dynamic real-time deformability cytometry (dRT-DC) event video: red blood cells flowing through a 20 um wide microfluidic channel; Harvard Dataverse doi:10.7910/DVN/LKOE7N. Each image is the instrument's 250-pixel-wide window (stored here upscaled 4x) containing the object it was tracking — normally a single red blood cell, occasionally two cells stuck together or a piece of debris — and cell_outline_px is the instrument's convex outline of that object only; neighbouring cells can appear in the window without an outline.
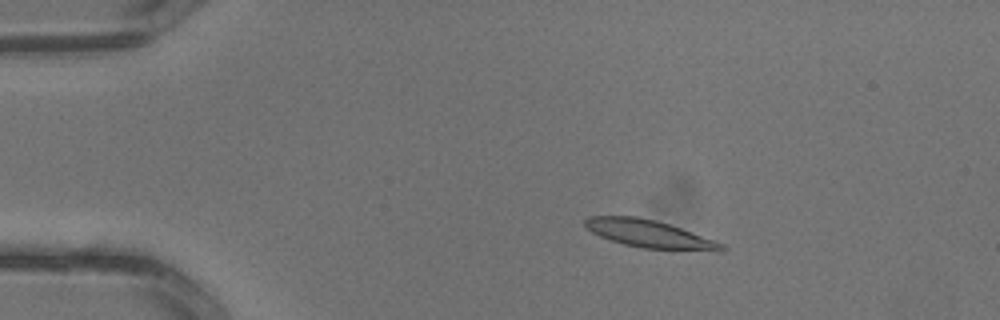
{"species": "common noctule bat (a hibernating species)", "species_latin": "Nyctalus noctula", "temperature_condition": "warm", "stored_images_in_passage": 2, "camera_frame_rate_fps": 3000, "um_per_image_px": 0.085, "animal": {"sex": "male", "body_mass_g": 13.3}, "frame": {"image": 1, "passage_image": 1, "time_ms": 0.0, "image_size_px": [1000, 320], "cell_outline_px": [[728, 248], [720, 252], [716, 252], [640, 248], [624, 244], [600, 236], [592, 232], [584, 224], [584, 220], [588, 216], [636, 216], [656, 220], [716, 240], [724, 244]], "centroid_in_image_um": [55.28, 19.9], "position_along_channel_um": 29.7, "area_um2": 22.25}}